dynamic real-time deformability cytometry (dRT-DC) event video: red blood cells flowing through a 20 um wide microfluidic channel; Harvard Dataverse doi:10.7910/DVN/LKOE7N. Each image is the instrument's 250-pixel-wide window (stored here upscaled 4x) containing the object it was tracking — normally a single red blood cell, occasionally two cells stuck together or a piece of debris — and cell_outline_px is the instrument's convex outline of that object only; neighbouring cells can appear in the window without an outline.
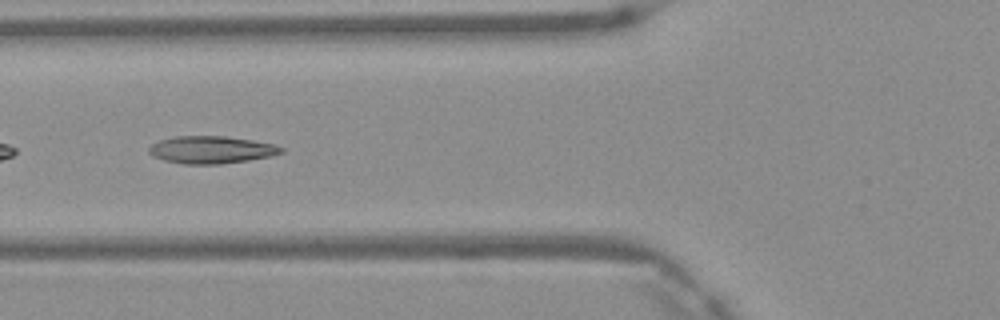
{"species": "Egyptian fruit bat (a non-hibernating species)", "species_latin": "Rousettus aegyptiacus", "temperature_condition": "warm", "stored_images_in_passage": 6, "segment_of_instrument_passage": [2, 2], "camera_frame_rate_fps": 3000, "um_per_image_px": 0.085, "frame": {"image": 1, "passage_image": 6, "time_ms": 1.667, "image_size_px": [1000, 320], "cell_outline_px": [[284, 152], [268, 156], [248, 160], [220, 164], [184, 164], [164, 160], [152, 156], [148, 152], [148, 148], [152, 144], [160, 140], [176, 136], [224, 136], [252, 140], [276, 144], [284, 148]], "centroid_in_image_um": [17.95, 12.73], "position_along_channel_um": 107.8, "area_um2": 21.1}}